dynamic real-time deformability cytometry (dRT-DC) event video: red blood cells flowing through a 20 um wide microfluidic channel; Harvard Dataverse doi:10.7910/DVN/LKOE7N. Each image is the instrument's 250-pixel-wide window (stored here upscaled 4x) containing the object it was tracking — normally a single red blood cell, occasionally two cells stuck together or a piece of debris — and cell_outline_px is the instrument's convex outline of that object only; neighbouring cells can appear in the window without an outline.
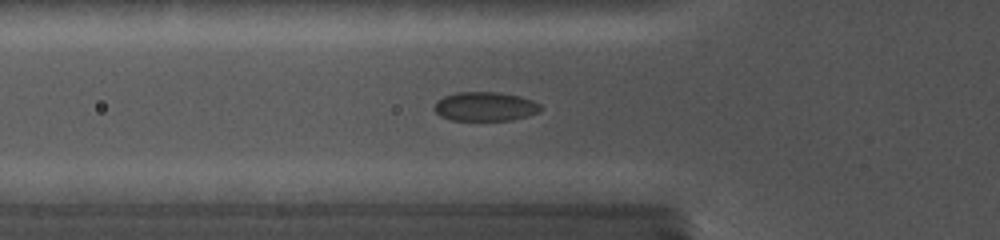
{"species": "common noctule bat (a hibernating species)", "species_latin": "Nyctalus noctula", "temperature_condition": "cold", "stored_images_in_passage": 40, "camera_frame_rate_fps": 5000, "um_per_image_px": 0.085, "animal": {"sex": "female", "body_mass_g": 19.0, "forearm_length_mm": 56.7}, "frame": {"image": 1, "passage_image": 15, "time_ms": 6.2, "image_size_px": [1000, 240], "cell_outline_px": [[540, 112], [528, 116], [512, 120], [452, 120], [440, 116], [432, 108], [436, 100], [444, 96], [456, 92], [496, 92], [516, 96], [532, 100], [540, 104]], "centroid_in_image_um": [41.19, 9.06], "position_along_channel_um": 84.6, "area_um2": 18.03}}
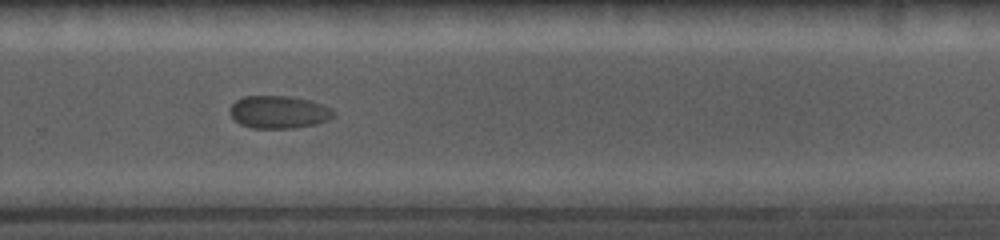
{"frame": {"image": 2, "passage_image": 28, "time_ms": 12.2, "image_size_px": [1000, 240], "cell_outline_px": [[336, 116], [328, 120], [316, 124], [292, 128], [252, 128], [240, 124], [232, 116], [232, 104], [236, 100], [244, 96], [284, 96], [308, 100], [332, 108], [336, 112]], "centroid_in_image_um": [23.74, 9.53], "position_along_channel_um": 306.1, "area_um2": 19.54}}
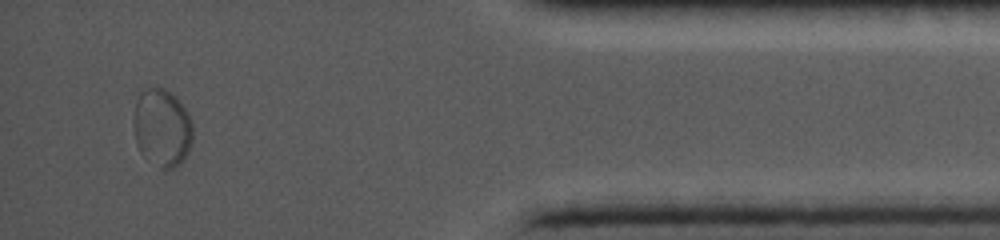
{"frame": {"image": 3, "passage_image": 37, "time_ms": 16.2, "image_size_px": [1000, 240], "cell_outline_px": [[192, 140], [188, 152], [184, 160], [176, 168], [160, 168], [144, 156], [140, 152], [136, 144], [132, 128], [132, 120], [136, 104], [140, 92], [148, 88], [164, 88], [176, 96], [180, 100], [188, 112], [192, 124]], "centroid_in_image_um": [13.77, 10.86], "position_along_channel_um": 421.4, "area_um2": 27.22}}